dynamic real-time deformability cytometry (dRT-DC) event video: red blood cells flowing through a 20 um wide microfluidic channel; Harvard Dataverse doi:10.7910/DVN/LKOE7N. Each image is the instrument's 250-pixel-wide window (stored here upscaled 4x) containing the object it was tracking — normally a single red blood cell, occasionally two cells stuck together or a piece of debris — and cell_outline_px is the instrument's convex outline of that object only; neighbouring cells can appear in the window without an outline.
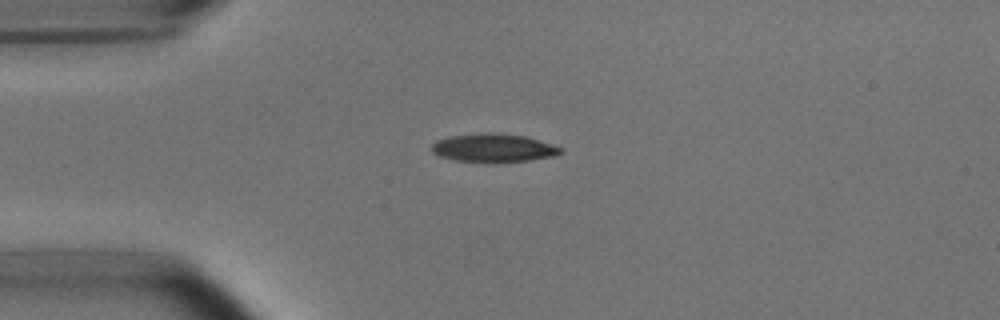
{"species": "common noctule bat (a hibernating species)", "species_latin": "Nyctalus noctula", "temperature_condition": "room temperature", "stored_images_in_passage": 41, "camera_frame_rate_fps": 3000, "um_per_image_px": 0.085, "animal": {"sex": "male", "body_mass_g": 15.6}, "frame": {"image": 1, "passage_image": 1, "time_ms": 0.0, "image_size_px": [1000, 320], "cell_outline_px": [[564, 152], [556, 156], [528, 160], [492, 164], [456, 160], [440, 156], [432, 152], [432, 144], [436, 140], [448, 136], [488, 132], [500, 132], [524, 136], [552, 144], [564, 148]], "centroid_in_image_um": [41.97, 12.58], "position_along_channel_um": 43.0, "area_um2": 21.85}}
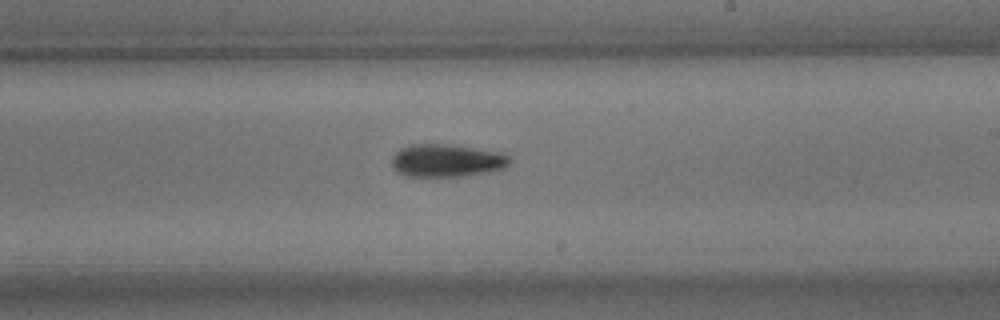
{"frame": {"image": 2, "passage_image": 19, "time_ms": 6.0, "image_size_px": [1000, 320], "cell_outline_px": [[508, 164], [504, 168], [488, 172], [460, 176], [408, 176], [396, 172], [392, 168], [392, 156], [400, 148], [412, 144], [452, 144], [500, 152], [508, 156]], "centroid_in_image_um": [37.92, 13.64], "position_along_channel_um": 251.1, "area_um2": 22.48}}
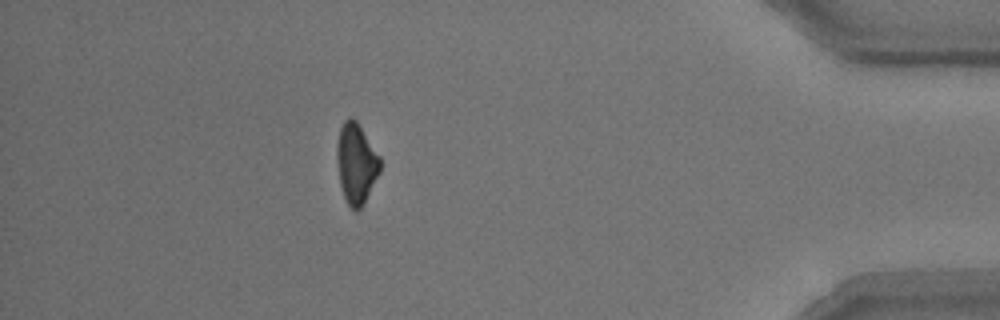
{"frame": {"image": 3, "passage_image": 35, "time_ms": 11.333, "image_size_px": [1000, 320], "cell_outline_px": [[380, 172], [364, 204], [356, 212], [348, 204], [344, 196], [340, 184], [336, 160], [336, 144], [340, 128], [344, 120], [348, 116], [352, 116], [356, 120], [380, 156]], "centroid_in_image_um": [30.27, 13.87], "position_along_channel_um": 404.9, "area_um2": 20.4}, "authors_computed_cell_mechanics": {"area_um2": 21.5016, "velocity_mm_per_s": 3.7799, "shape_relaxation_time_tau1_ms": 2.717, "shape_relaxation_time_tau2_ms": 6.828, "deformation_change_tau1": 0.1384, "deformation_change_tau2": 0.1625}}